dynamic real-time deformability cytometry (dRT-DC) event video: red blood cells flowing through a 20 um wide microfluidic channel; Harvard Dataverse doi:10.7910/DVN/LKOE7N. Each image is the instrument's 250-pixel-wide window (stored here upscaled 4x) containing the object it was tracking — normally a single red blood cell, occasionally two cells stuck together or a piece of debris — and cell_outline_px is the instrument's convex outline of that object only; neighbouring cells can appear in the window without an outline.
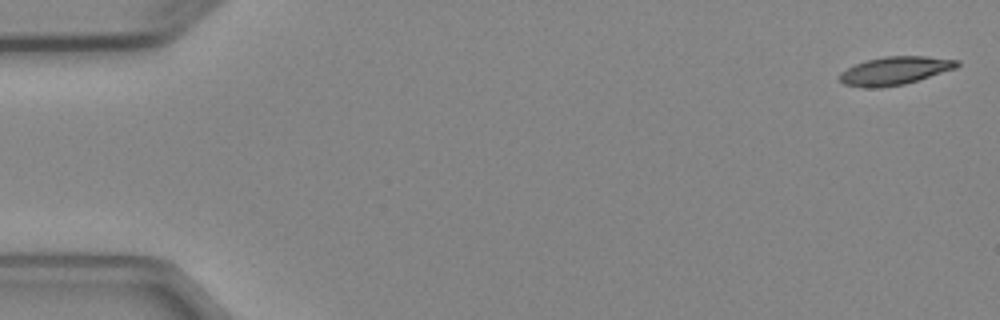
{"species": "Egyptian fruit bat (a non-hibernating species)", "species_latin": "Rousettus aegyptiacus", "temperature_condition": "cold", "stored_images_in_passage": 5, "camera_frame_rate_fps": 3000, "um_per_image_px": 0.085, "animal": {"sex": "female"}, "frame": {"image": 1, "passage_image": 1, "time_ms": 0.0, "image_size_px": [1000, 320], "cell_outline_px": [[960, 64], [956, 68], [904, 84], [880, 88], [868, 88], [844, 84], [840, 80], [840, 72], [856, 64], [868, 60], [884, 56], [924, 56], [960, 60]], "centroid_in_image_um": [76.07, 6.01], "position_along_channel_um": 8.9, "area_um2": 19.07}}
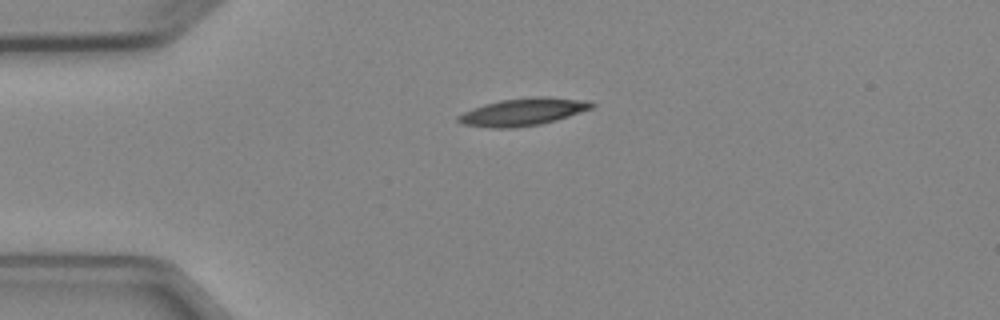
{"frame": {"image": 2, "passage_image": 4, "time_ms": 3.667, "image_size_px": [1000, 320], "cell_outline_px": [[596, 104], [592, 108], [556, 120], [540, 124], [512, 128], [492, 128], [460, 124], [456, 120], [456, 116], [472, 108], [484, 104], [500, 100], [536, 96], [548, 96], [592, 100]], "centroid_in_image_um": [44.46, 9.5], "position_along_channel_um": 40.5, "area_um2": 21.62}}